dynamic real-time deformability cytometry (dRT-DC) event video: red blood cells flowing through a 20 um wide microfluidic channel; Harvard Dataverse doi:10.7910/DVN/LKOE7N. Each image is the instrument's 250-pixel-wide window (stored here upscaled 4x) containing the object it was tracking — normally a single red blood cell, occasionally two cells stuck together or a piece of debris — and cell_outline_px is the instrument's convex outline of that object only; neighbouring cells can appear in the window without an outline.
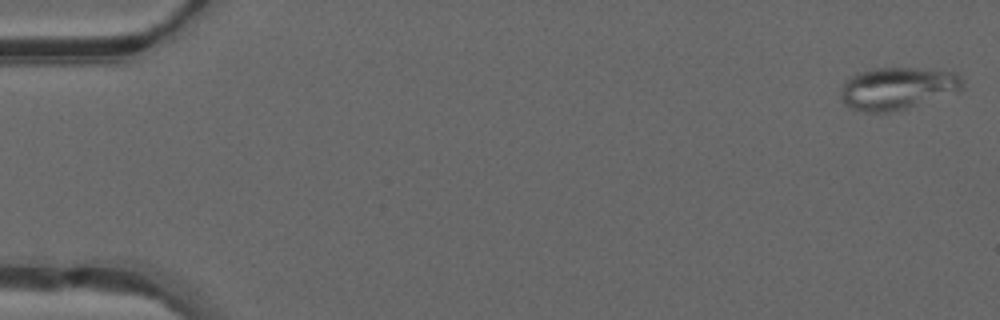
{"species": "common noctule bat (a hibernating species)", "species_latin": "Nyctalus noctula", "temperature_condition": "warm", "stored_images_in_passage": 49, "camera_frame_rate_fps": 3000, "um_per_image_px": 0.085, "animal": {"sex": "male", "forearm_length_mm": 52.5}, "frame": {"image": 1, "passage_image": 1, "time_ms": 0.0, "image_size_px": [1000, 320], "cell_outline_px": [[964, 88], [956, 92], [904, 108], [888, 112], [864, 112], [852, 108], [844, 104], [840, 100], [840, 88], [844, 80], [856, 72], [872, 68], [920, 68], [956, 72], [964, 80]], "centroid_in_image_um": [76.23, 7.48], "position_along_channel_um": 8.8, "area_um2": 30.23}}
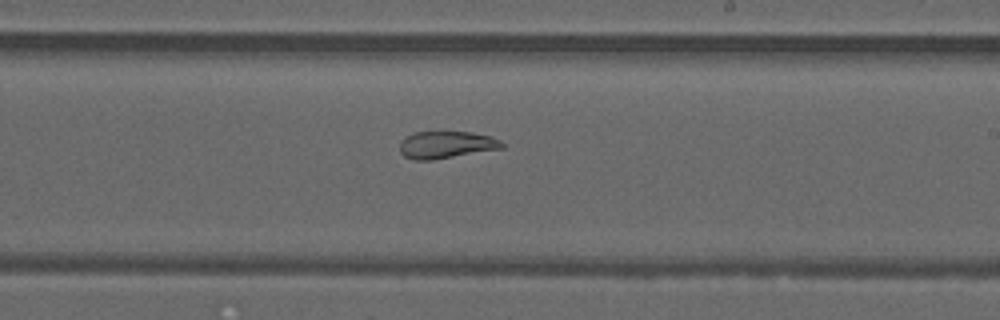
{"frame": {"image": 2, "passage_image": 29, "time_ms": 9.333, "image_size_px": [1000, 320], "cell_outline_px": [[504, 148], [432, 160], [412, 160], [404, 156], [400, 152], [400, 140], [416, 132], [472, 132], [492, 136], [500, 140], [504, 144]], "centroid_in_image_um": [37.94, 12.31], "position_along_channel_um": 251.1, "area_um2": 16.24}}
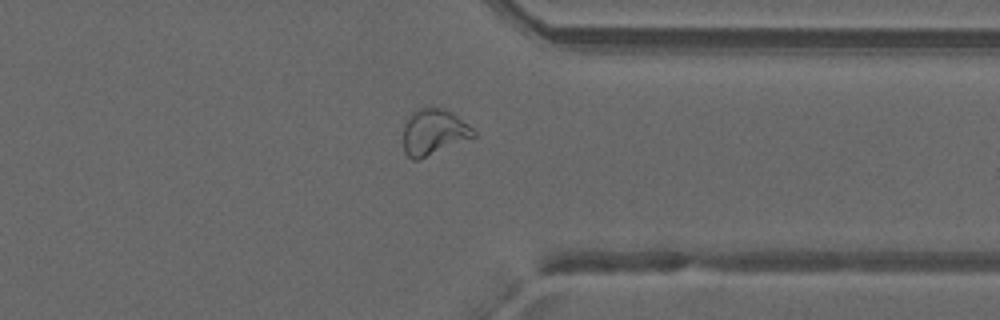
{"frame": {"image": 3, "passage_image": 38, "time_ms": 12.333, "image_size_px": [1000, 320], "cell_outline_px": [[476, 136], [420, 160], [412, 160], [404, 152], [404, 124], [408, 116], [412, 112], [420, 108], [444, 108], [452, 112], [468, 124], [476, 132]], "centroid_in_image_um": [36.86, 11.24], "position_along_channel_um": 374.5, "area_um2": 18.9}, "authors_computed_cell_mechanics": {"area_um2": 21.6172, "velocity_mm_per_s": 4.2004, "shape_relaxation_time_tau1_ms": null, "shape_relaxation_time_tau2_ms": 1.5203, "deformation_change_tau1": null, "deformation_change_tau2": 0.0683}}